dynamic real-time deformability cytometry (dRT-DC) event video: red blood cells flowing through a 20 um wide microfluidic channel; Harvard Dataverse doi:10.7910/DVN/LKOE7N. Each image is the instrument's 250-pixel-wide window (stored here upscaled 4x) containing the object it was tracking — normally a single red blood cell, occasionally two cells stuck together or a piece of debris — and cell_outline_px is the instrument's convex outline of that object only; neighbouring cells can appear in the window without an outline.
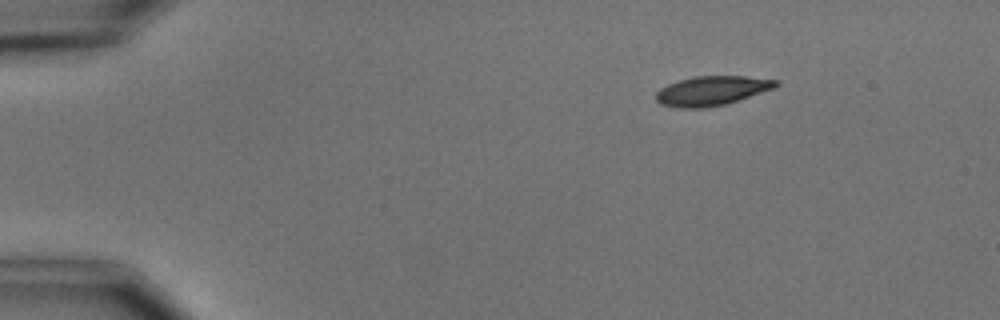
{"species": "common noctule bat (a hibernating species)", "species_latin": "Nyctalus noctula", "temperature_condition": "cold", "stored_images_in_passage": 3, "camera_frame_rate_fps": 3000, "um_per_image_px": 0.085, "animal": {"sex": "male", "body_mass_g": 15.6}, "frame": {"image": 1, "passage_image": 1, "time_ms": 0.0, "image_size_px": [1000, 320], "cell_outline_px": [[780, 84], [776, 88], [724, 104], [704, 108], [680, 108], [660, 104], [656, 100], [656, 92], [660, 88], [676, 80], [692, 76], [744, 76], [776, 80]], "centroid_in_image_um": [60.47, 7.7], "position_along_channel_um": 24.5, "area_um2": 20.58}}